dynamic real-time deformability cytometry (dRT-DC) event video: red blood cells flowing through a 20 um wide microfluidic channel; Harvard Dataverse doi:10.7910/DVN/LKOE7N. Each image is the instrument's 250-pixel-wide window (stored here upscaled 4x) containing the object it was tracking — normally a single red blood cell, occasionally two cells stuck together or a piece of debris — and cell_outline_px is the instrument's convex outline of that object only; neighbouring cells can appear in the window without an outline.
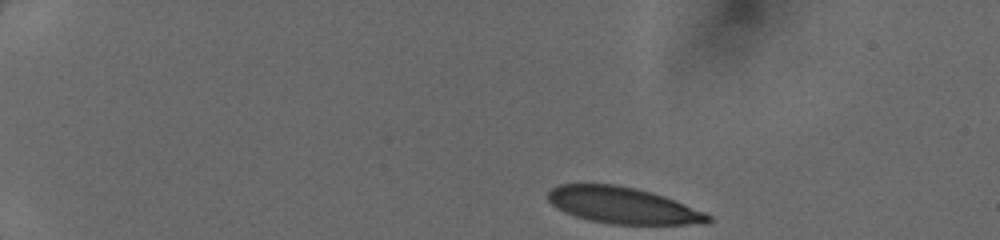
{"species": "human", "species_latin": "Homo sapiens", "temperature_condition": "cold", "stored_images_in_passage": 40, "camera_frame_rate_fps": 3000, "um_per_image_px": 0.085, "donor": {"sex": "female"}, "frame": {"image": 1, "passage_image": 1, "time_ms": 0.0, "image_size_px": [1000, 240], "cell_outline_px": [[712, 220], [708, 224], [612, 224], [588, 220], [564, 212], [556, 208], [548, 200], [548, 192], [552, 188], [560, 184], [616, 184], [636, 188], [652, 192], [664, 196], [704, 212], [712, 216]], "centroid_in_image_um": [52.94, 17.46], "position_along_channel_um": 32.1, "area_um2": 33.99}}
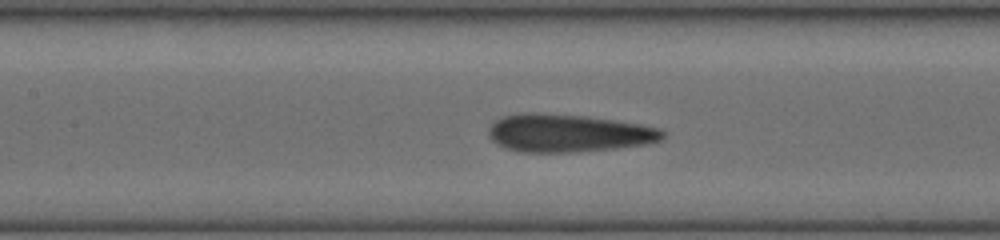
{"frame": {"image": 2, "passage_image": 17, "time_ms": 5.333, "image_size_px": [1000, 240], "cell_outline_px": [[664, 136], [660, 140], [648, 144], [616, 148], [572, 152], [516, 152], [504, 148], [496, 144], [488, 136], [488, 128], [496, 120], [504, 116], [524, 112], [536, 112], [584, 116], [640, 124], [660, 128], [664, 132]], "centroid_in_image_um": [48.26, 11.32], "position_along_channel_um": 159.1, "area_um2": 38.55}}
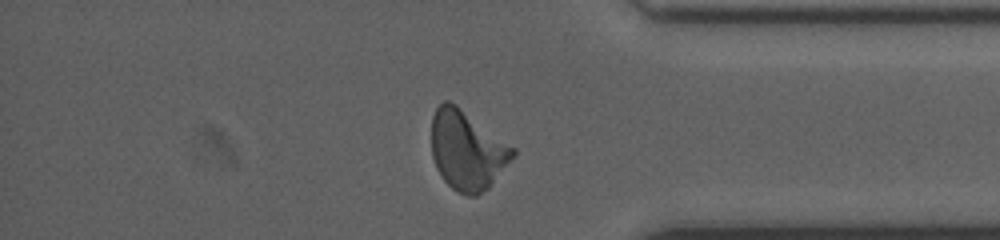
{"frame": {"image": 3, "passage_image": 34, "time_ms": 11.0, "image_size_px": [1000, 240], "cell_outline_px": [[516, 156], [488, 188], [476, 196], [468, 196], [456, 192], [444, 180], [436, 168], [432, 156], [432, 116], [436, 108], [444, 100], [448, 100], [456, 104], [516, 148]], "centroid_in_image_um": [39.72, 12.77], "position_along_channel_um": 395.5, "area_um2": 37.8}}